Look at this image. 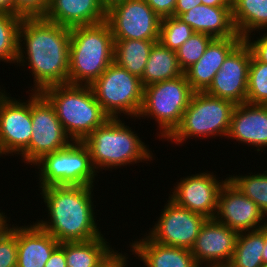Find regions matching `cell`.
Listing matches in <instances>:
<instances>
[{
	"mask_svg": "<svg viewBox=\"0 0 267 267\" xmlns=\"http://www.w3.org/2000/svg\"><path fill=\"white\" fill-rule=\"evenodd\" d=\"M69 47L70 28L43 17H23L18 31L16 63L19 67L28 65L34 76L29 92L68 84Z\"/></svg>",
	"mask_w": 267,
	"mask_h": 267,
	"instance_id": "6da1fadb",
	"label": "cell"
},
{
	"mask_svg": "<svg viewBox=\"0 0 267 267\" xmlns=\"http://www.w3.org/2000/svg\"><path fill=\"white\" fill-rule=\"evenodd\" d=\"M93 190L94 186L71 185L42 188L40 195L49 217L35 223L59 243L100 237L103 234L96 223Z\"/></svg>",
	"mask_w": 267,
	"mask_h": 267,
	"instance_id": "7a4b0ae2",
	"label": "cell"
},
{
	"mask_svg": "<svg viewBox=\"0 0 267 267\" xmlns=\"http://www.w3.org/2000/svg\"><path fill=\"white\" fill-rule=\"evenodd\" d=\"M113 62L114 38L106 20L70 28L68 84L91 85Z\"/></svg>",
	"mask_w": 267,
	"mask_h": 267,
	"instance_id": "3957f363",
	"label": "cell"
},
{
	"mask_svg": "<svg viewBox=\"0 0 267 267\" xmlns=\"http://www.w3.org/2000/svg\"><path fill=\"white\" fill-rule=\"evenodd\" d=\"M125 124L120 118H108L83 141L89 149L97 173L101 169L113 170L134 163L153 161L154 153L136 131Z\"/></svg>",
	"mask_w": 267,
	"mask_h": 267,
	"instance_id": "277c9868",
	"label": "cell"
},
{
	"mask_svg": "<svg viewBox=\"0 0 267 267\" xmlns=\"http://www.w3.org/2000/svg\"><path fill=\"white\" fill-rule=\"evenodd\" d=\"M54 107L66 135L83 142L110 118L95 98L90 85L60 84L40 92Z\"/></svg>",
	"mask_w": 267,
	"mask_h": 267,
	"instance_id": "5b68a950",
	"label": "cell"
},
{
	"mask_svg": "<svg viewBox=\"0 0 267 267\" xmlns=\"http://www.w3.org/2000/svg\"><path fill=\"white\" fill-rule=\"evenodd\" d=\"M234 107L235 104L230 100L206 92H194L180 125L166 140L183 146L188 138H226Z\"/></svg>",
	"mask_w": 267,
	"mask_h": 267,
	"instance_id": "8992f818",
	"label": "cell"
},
{
	"mask_svg": "<svg viewBox=\"0 0 267 267\" xmlns=\"http://www.w3.org/2000/svg\"><path fill=\"white\" fill-rule=\"evenodd\" d=\"M193 94L194 91L185 74L145 86L143 102L137 118L155 119L160 129L159 134L156 133L158 138L166 140L180 125Z\"/></svg>",
	"mask_w": 267,
	"mask_h": 267,
	"instance_id": "52a82bcc",
	"label": "cell"
},
{
	"mask_svg": "<svg viewBox=\"0 0 267 267\" xmlns=\"http://www.w3.org/2000/svg\"><path fill=\"white\" fill-rule=\"evenodd\" d=\"M34 165L39 171L36 173L40 189L61 185L94 186L98 176L83 142L72 141L67 147L44 155Z\"/></svg>",
	"mask_w": 267,
	"mask_h": 267,
	"instance_id": "ba28073f",
	"label": "cell"
},
{
	"mask_svg": "<svg viewBox=\"0 0 267 267\" xmlns=\"http://www.w3.org/2000/svg\"><path fill=\"white\" fill-rule=\"evenodd\" d=\"M90 87L103 111L110 118L128 115L137 119L144 89L138 76L113 62Z\"/></svg>",
	"mask_w": 267,
	"mask_h": 267,
	"instance_id": "9c48e42d",
	"label": "cell"
},
{
	"mask_svg": "<svg viewBox=\"0 0 267 267\" xmlns=\"http://www.w3.org/2000/svg\"><path fill=\"white\" fill-rule=\"evenodd\" d=\"M31 119V140L20 156L24 163L33 166L44 155L67 147L72 140L66 135L54 107L40 92H31Z\"/></svg>",
	"mask_w": 267,
	"mask_h": 267,
	"instance_id": "30bf717a",
	"label": "cell"
},
{
	"mask_svg": "<svg viewBox=\"0 0 267 267\" xmlns=\"http://www.w3.org/2000/svg\"><path fill=\"white\" fill-rule=\"evenodd\" d=\"M114 40H159L161 18L145 0H125L106 11Z\"/></svg>",
	"mask_w": 267,
	"mask_h": 267,
	"instance_id": "8fae6325",
	"label": "cell"
},
{
	"mask_svg": "<svg viewBox=\"0 0 267 267\" xmlns=\"http://www.w3.org/2000/svg\"><path fill=\"white\" fill-rule=\"evenodd\" d=\"M28 94L29 99L23 101L14 99L5 89L0 91V158L20 155L29 146L32 119L31 93Z\"/></svg>",
	"mask_w": 267,
	"mask_h": 267,
	"instance_id": "7c38bea8",
	"label": "cell"
},
{
	"mask_svg": "<svg viewBox=\"0 0 267 267\" xmlns=\"http://www.w3.org/2000/svg\"><path fill=\"white\" fill-rule=\"evenodd\" d=\"M148 236L157 243L191 249L207 218L177 205L168 197Z\"/></svg>",
	"mask_w": 267,
	"mask_h": 267,
	"instance_id": "4fadbf2b",
	"label": "cell"
},
{
	"mask_svg": "<svg viewBox=\"0 0 267 267\" xmlns=\"http://www.w3.org/2000/svg\"><path fill=\"white\" fill-rule=\"evenodd\" d=\"M216 176L213 172L205 171L183 177L180 182H176L169 198L191 212L201 214L207 219H214L218 194L228 179L218 180Z\"/></svg>",
	"mask_w": 267,
	"mask_h": 267,
	"instance_id": "5bb4252c",
	"label": "cell"
},
{
	"mask_svg": "<svg viewBox=\"0 0 267 267\" xmlns=\"http://www.w3.org/2000/svg\"><path fill=\"white\" fill-rule=\"evenodd\" d=\"M251 49L243 40L225 59L216 73L207 94L232 101L235 105L247 102L248 72Z\"/></svg>",
	"mask_w": 267,
	"mask_h": 267,
	"instance_id": "9a60e30c",
	"label": "cell"
},
{
	"mask_svg": "<svg viewBox=\"0 0 267 267\" xmlns=\"http://www.w3.org/2000/svg\"><path fill=\"white\" fill-rule=\"evenodd\" d=\"M266 218L254 201L226 180L218 194L215 220L240 233L261 229Z\"/></svg>",
	"mask_w": 267,
	"mask_h": 267,
	"instance_id": "2e32d148",
	"label": "cell"
},
{
	"mask_svg": "<svg viewBox=\"0 0 267 267\" xmlns=\"http://www.w3.org/2000/svg\"><path fill=\"white\" fill-rule=\"evenodd\" d=\"M238 234L215 219H207L190 249L197 265L227 267L232 259Z\"/></svg>",
	"mask_w": 267,
	"mask_h": 267,
	"instance_id": "e0dca14e",
	"label": "cell"
},
{
	"mask_svg": "<svg viewBox=\"0 0 267 267\" xmlns=\"http://www.w3.org/2000/svg\"><path fill=\"white\" fill-rule=\"evenodd\" d=\"M227 138L263 152L267 148V105L247 102L235 105Z\"/></svg>",
	"mask_w": 267,
	"mask_h": 267,
	"instance_id": "ac0fdd59",
	"label": "cell"
},
{
	"mask_svg": "<svg viewBox=\"0 0 267 267\" xmlns=\"http://www.w3.org/2000/svg\"><path fill=\"white\" fill-rule=\"evenodd\" d=\"M243 41L242 37L215 38L202 57L184 71L194 92H205L227 56Z\"/></svg>",
	"mask_w": 267,
	"mask_h": 267,
	"instance_id": "d6986e66",
	"label": "cell"
},
{
	"mask_svg": "<svg viewBox=\"0 0 267 267\" xmlns=\"http://www.w3.org/2000/svg\"><path fill=\"white\" fill-rule=\"evenodd\" d=\"M106 11L101 0H49L43 18L73 28L105 21Z\"/></svg>",
	"mask_w": 267,
	"mask_h": 267,
	"instance_id": "ffe728a7",
	"label": "cell"
},
{
	"mask_svg": "<svg viewBox=\"0 0 267 267\" xmlns=\"http://www.w3.org/2000/svg\"><path fill=\"white\" fill-rule=\"evenodd\" d=\"M60 243L36 223L17 226V267H44Z\"/></svg>",
	"mask_w": 267,
	"mask_h": 267,
	"instance_id": "44dd1931",
	"label": "cell"
},
{
	"mask_svg": "<svg viewBox=\"0 0 267 267\" xmlns=\"http://www.w3.org/2000/svg\"><path fill=\"white\" fill-rule=\"evenodd\" d=\"M129 246L131 255L135 254L145 267H199L190 249L154 242L147 232L142 239L132 240Z\"/></svg>",
	"mask_w": 267,
	"mask_h": 267,
	"instance_id": "7402d4cb",
	"label": "cell"
},
{
	"mask_svg": "<svg viewBox=\"0 0 267 267\" xmlns=\"http://www.w3.org/2000/svg\"><path fill=\"white\" fill-rule=\"evenodd\" d=\"M178 18L194 32L206 33L214 38L241 37L234 26L232 7L198 5Z\"/></svg>",
	"mask_w": 267,
	"mask_h": 267,
	"instance_id": "603a6c76",
	"label": "cell"
},
{
	"mask_svg": "<svg viewBox=\"0 0 267 267\" xmlns=\"http://www.w3.org/2000/svg\"><path fill=\"white\" fill-rule=\"evenodd\" d=\"M107 240L101 235L87 241L65 242L66 266H101L116 251Z\"/></svg>",
	"mask_w": 267,
	"mask_h": 267,
	"instance_id": "cb8c5ba5",
	"label": "cell"
},
{
	"mask_svg": "<svg viewBox=\"0 0 267 267\" xmlns=\"http://www.w3.org/2000/svg\"><path fill=\"white\" fill-rule=\"evenodd\" d=\"M184 74L176 52L164 47L159 41L151 48L144 73L140 78L143 87L177 78Z\"/></svg>",
	"mask_w": 267,
	"mask_h": 267,
	"instance_id": "d4e9b609",
	"label": "cell"
},
{
	"mask_svg": "<svg viewBox=\"0 0 267 267\" xmlns=\"http://www.w3.org/2000/svg\"><path fill=\"white\" fill-rule=\"evenodd\" d=\"M232 17L243 39L255 31L260 35V30H267V0H232Z\"/></svg>",
	"mask_w": 267,
	"mask_h": 267,
	"instance_id": "484cf974",
	"label": "cell"
},
{
	"mask_svg": "<svg viewBox=\"0 0 267 267\" xmlns=\"http://www.w3.org/2000/svg\"><path fill=\"white\" fill-rule=\"evenodd\" d=\"M159 40H114V62L142 77L153 45Z\"/></svg>",
	"mask_w": 267,
	"mask_h": 267,
	"instance_id": "4316f807",
	"label": "cell"
},
{
	"mask_svg": "<svg viewBox=\"0 0 267 267\" xmlns=\"http://www.w3.org/2000/svg\"><path fill=\"white\" fill-rule=\"evenodd\" d=\"M264 227L240 232L227 267H263Z\"/></svg>",
	"mask_w": 267,
	"mask_h": 267,
	"instance_id": "83f0119b",
	"label": "cell"
},
{
	"mask_svg": "<svg viewBox=\"0 0 267 267\" xmlns=\"http://www.w3.org/2000/svg\"><path fill=\"white\" fill-rule=\"evenodd\" d=\"M23 17L0 12V61L16 64L18 31Z\"/></svg>",
	"mask_w": 267,
	"mask_h": 267,
	"instance_id": "f1b7e54d",
	"label": "cell"
},
{
	"mask_svg": "<svg viewBox=\"0 0 267 267\" xmlns=\"http://www.w3.org/2000/svg\"><path fill=\"white\" fill-rule=\"evenodd\" d=\"M229 175L228 180L245 196L256 203L267 217V170L257 174Z\"/></svg>",
	"mask_w": 267,
	"mask_h": 267,
	"instance_id": "f546056e",
	"label": "cell"
},
{
	"mask_svg": "<svg viewBox=\"0 0 267 267\" xmlns=\"http://www.w3.org/2000/svg\"><path fill=\"white\" fill-rule=\"evenodd\" d=\"M247 103L267 105V63L253 55L248 72Z\"/></svg>",
	"mask_w": 267,
	"mask_h": 267,
	"instance_id": "4dcf8cb0",
	"label": "cell"
},
{
	"mask_svg": "<svg viewBox=\"0 0 267 267\" xmlns=\"http://www.w3.org/2000/svg\"><path fill=\"white\" fill-rule=\"evenodd\" d=\"M194 33L193 29L178 17L162 18L160 22L159 42L172 51H176Z\"/></svg>",
	"mask_w": 267,
	"mask_h": 267,
	"instance_id": "1f68e13d",
	"label": "cell"
},
{
	"mask_svg": "<svg viewBox=\"0 0 267 267\" xmlns=\"http://www.w3.org/2000/svg\"><path fill=\"white\" fill-rule=\"evenodd\" d=\"M215 38L206 33L194 32L175 52L180 68L184 72L196 63Z\"/></svg>",
	"mask_w": 267,
	"mask_h": 267,
	"instance_id": "d6a6232c",
	"label": "cell"
},
{
	"mask_svg": "<svg viewBox=\"0 0 267 267\" xmlns=\"http://www.w3.org/2000/svg\"><path fill=\"white\" fill-rule=\"evenodd\" d=\"M0 267H17V224L0 233Z\"/></svg>",
	"mask_w": 267,
	"mask_h": 267,
	"instance_id": "836d02e7",
	"label": "cell"
},
{
	"mask_svg": "<svg viewBox=\"0 0 267 267\" xmlns=\"http://www.w3.org/2000/svg\"><path fill=\"white\" fill-rule=\"evenodd\" d=\"M14 14L21 17H43L49 0H13Z\"/></svg>",
	"mask_w": 267,
	"mask_h": 267,
	"instance_id": "e575fe53",
	"label": "cell"
},
{
	"mask_svg": "<svg viewBox=\"0 0 267 267\" xmlns=\"http://www.w3.org/2000/svg\"><path fill=\"white\" fill-rule=\"evenodd\" d=\"M252 38V40H251ZM250 47L252 55L260 62L267 63V32L254 40L250 35L243 39Z\"/></svg>",
	"mask_w": 267,
	"mask_h": 267,
	"instance_id": "d590c367",
	"label": "cell"
},
{
	"mask_svg": "<svg viewBox=\"0 0 267 267\" xmlns=\"http://www.w3.org/2000/svg\"><path fill=\"white\" fill-rule=\"evenodd\" d=\"M153 11L162 19L174 15L177 0H145Z\"/></svg>",
	"mask_w": 267,
	"mask_h": 267,
	"instance_id": "8d00e7d4",
	"label": "cell"
},
{
	"mask_svg": "<svg viewBox=\"0 0 267 267\" xmlns=\"http://www.w3.org/2000/svg\"><path fill=\"white\" fill-rule=\"evenodd\" d=\"M44 267H67L65 257V242L60 243V245L52 252Z\"/></svg>",
	"mask_w": 267,
	"mask_h": 267,
	"instance_id": "74e56055",
	"label": "cell"
},
{
	"mask_svg": "<svg viewBox=\"0 0 267 267\" xmlns=\"http://www.w3.org/2000/svg\"><path fill=\"white\" fill-rule=\"evenodd\" d=\"M201 4V0H177L173 16L178 17L180 14L185 13Z\"/></svg>",
	"mask_w": 267,
	"mask_h": 267,
	"instance_id": "f35d334b",
	"label": "cell"
},
{
	"mask_svg": "<svg viewBox=\"0 0 267 267\" xmlns=\"http://www.w3.org/2000/svg\"><path fill=\"white\" fill-rule=\"evenodd\" d=\"M201 2L212 7H232V0H201Z\"/></svg>",
	"mask_w": 267,
	"mask_h": 267,
	"instance_id": "ab89813d",
	"label": "cell"
},
{
	"mask_svg": "<svg viewBox=\"0 0 267 267\" xmlns=\"http://www.w3.org/2000/svg\"><path fill=\"white\" fill-rule=\"evenodd\" d=\"M0 12L14 14V1L0 0Z\"/></svg>",
	"mask_w": 267,
	"mask_h": 267,
	"instance_id": "60d3db41",
	"label": "cell"
},
{
	"mask_svg": "<svg viewBox=\"0 0 267 267\" xmlns=\"http://www.w3.org/2000/svg\"><path fill=\"white\" fill-rule=\"evenodd\" d=\"M99 267H117V250Z\"/></svg>",
	"mask_w": 267,
	"mask_h": 267,
	"instance_id": "b9f144b4",
	"label": "cell"
},
{
	"mask_svg": "<svg viewBox=\"0 0 267 267\" xmlns=\"http://www.w3.org/2000/svg\"><path fill=\"white\" fill-rule=\"evenodd\" d=\"M128 255H126L125 253L123 254L122 252H118L117 250V267H128V263L129 262L127 259Z\"/></svg>",
	"mask_w": 267,
	"mask_h": 267,
	"instance_id": "7bdbcfd3",
	"label": "cell"
},
{
	"mask_svg": "<svg viewBox=\"0 0 267 267\" xmlns=\"http://www.w3.org/2000/svg\"><path fill=\"white\" fill-rule=\"evenodd\" d=\"M263 266L267 267V225L264 226V248L262 251Z\"/></svg>",
	"mask_w": 267,
	"mask_h": 267,
	"instance_id": "ee69618b",
	"label": "cell"
},
{
	"mask_svg": "<svg viewBox=\"0 0 267 267\" xmlns=\"http://www.w3.org/2000/svg\"><path fill=\"white\" fill-rule=\"evenodd\" d=\"M7 214L5 215V213L1 212L0 210V233L5 229V227L8 226V224L10 223V220L8 219ZM8 219V220H7ZM8 222V223H7Z\"/></svg>",
	"mask_w": 267,
	"mask_h": 267,
	"instance_id": "f6af8a7d",
	"label": "cell"
},
{
	"mask_svg": "<svg viewBox=\"0 0 267 267\" xmlns=\"http://www.w3.org/2000/svg\"><path fill=\"white\" fill-rule=\"evenodd\" d=\"M122 1H125V0H101L102 5L104 6L106 10L110 8L111 6H113L114 4H117Z\"/></svg>",
	"mask_w": 267,
	"mask_h": 267,
	"instance_id": "bcb514c9",
	"label": "cell"
}]
</instances>
